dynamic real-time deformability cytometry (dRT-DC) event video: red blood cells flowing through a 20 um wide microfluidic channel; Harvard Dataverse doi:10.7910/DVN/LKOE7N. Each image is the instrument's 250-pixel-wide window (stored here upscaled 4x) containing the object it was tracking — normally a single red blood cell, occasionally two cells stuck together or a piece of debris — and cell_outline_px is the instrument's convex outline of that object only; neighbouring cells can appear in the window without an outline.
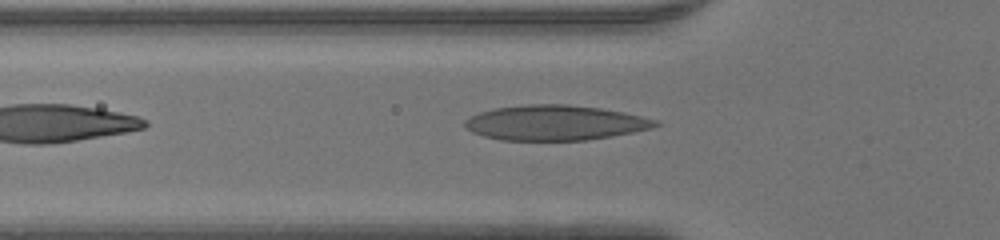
{"species": "human", "species_latin": "Homo sapiens", "temperature_condition": "warm", "stored_images_in_passage": 30, "camera_frame_rate_fps": 3000, "um_per_image_px": 0.085, "donor": {"sex": "male"}, "frame": {"image": 1, "passage_image": 4, "time_ms": 1.0, "image_size_px": [1000, 240], "cell_outline_px": [[664, 124], [652, 128], [612, 136], [584, 140], [500, 140], [484, 136], [472, 132], [464, 128], [464, 120], [480, 112], [496, 108], [528, 104], [568, 104], [600, 108], [624, 112], [656, 120]], "centroid_in_image_um": [47.18, 10.43], "position_along_channel_um": 78.6, "area_um2": 38.9}}
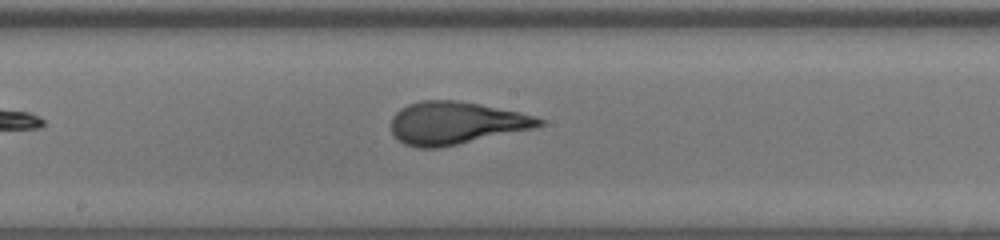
{"frame": {"image": 2, "passage_image": 13, "time_ms": 4.0, "image_size_px": [1000, 240], "cell_outline_px": [[544, 124], [532, 128], [440, 148], [420, 148], [404, 144], [392, 132], [392, 116], [400, 108], [408, 104], [424, 100], [456, 100], [480, 104], [520, 112], [544, 120]], "centroid_in_image_um": [38.71, 10.45], "position_along_channel_um": 209.5, "area_um2": 36.36}}
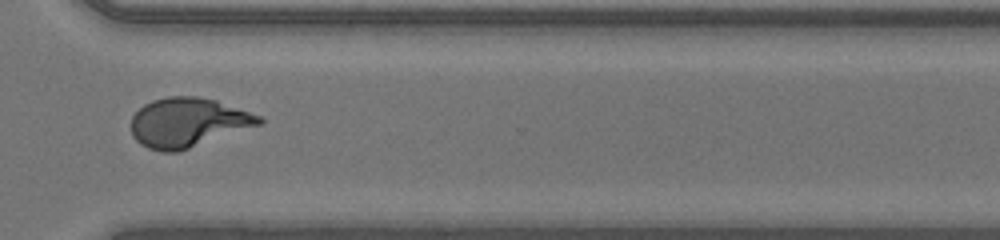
{"frame": {"image": 3, "passage_image": 23, "time_ms": 7.333, "image_size_px": [1000, 240], "cell_outline_px": [[264, 124], [176, 152], [164, 152], [148, 148], [140, 144], [132, 136], [132, 116], [144, 104], [152, 100], [168, 96], [196, 96], [216, 100], [260, 116], [264, 120]], "centroid_in_image_um": [15.98, 10.41], "position_along_channel_um": 354.6, "area_um2": 36.7}}